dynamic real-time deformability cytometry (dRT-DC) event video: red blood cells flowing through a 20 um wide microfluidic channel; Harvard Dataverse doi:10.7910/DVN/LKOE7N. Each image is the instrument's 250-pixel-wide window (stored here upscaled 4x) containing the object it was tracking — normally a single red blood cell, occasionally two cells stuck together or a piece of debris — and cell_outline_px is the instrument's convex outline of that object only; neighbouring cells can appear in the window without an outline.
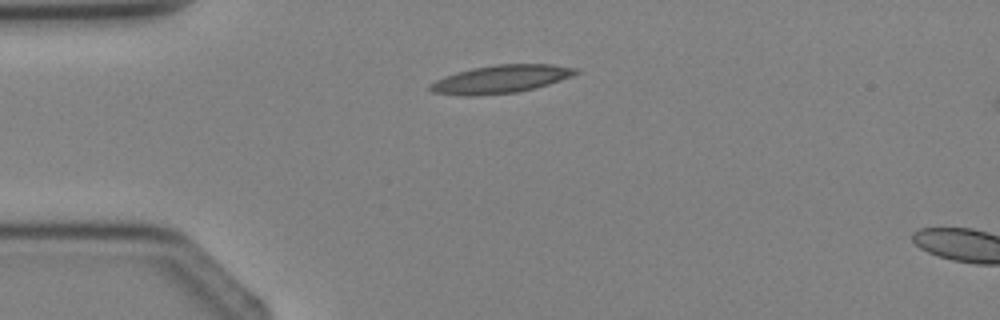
{"species": "Egyptian fruit bat (a non-hibernating species)", "species_latin": "Rousettus aegyptiacus", "temperature_condition": "cold", "stored_images_in_passage": 2, "camera_frame_rate_fps": 3000, "um_per_image_px": 0.085, "animal": {"sex": "female"}, "frame": {"image": 1, "passage_image": 1, "time_ms": 0.0, "image_size_px": [1000, 320], "cell_outline_px": [[580, 72], [572, 76], [536, 88], [516, 92], [476, 96], [464, 96], [432, 92], [428, 88], [428, 84], [444, 76], [456, 72], [472, 68], [496, 64], [552, 64], [576, 68]], "centroid_in_image_um": [42.54, 6.73], "position_along_channel_um": 42.5, "area_um2": 23.87}}